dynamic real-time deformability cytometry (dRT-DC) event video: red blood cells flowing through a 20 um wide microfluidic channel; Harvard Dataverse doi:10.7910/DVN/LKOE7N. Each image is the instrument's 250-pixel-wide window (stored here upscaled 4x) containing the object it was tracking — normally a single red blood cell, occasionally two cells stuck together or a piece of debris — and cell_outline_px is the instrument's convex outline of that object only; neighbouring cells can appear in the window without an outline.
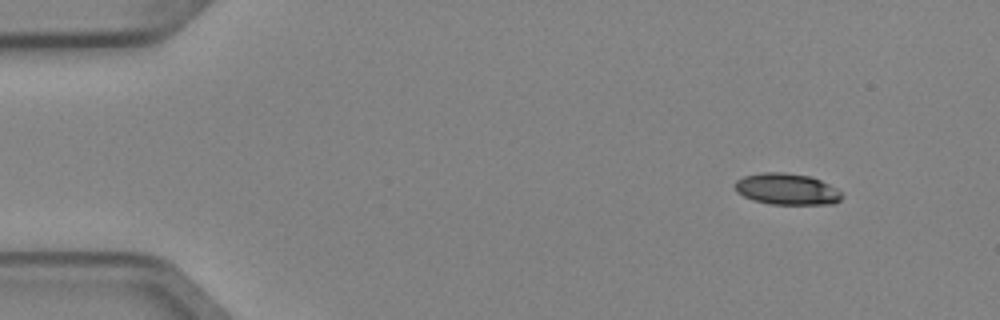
{"species": "Egyptian fruit bat (a non-hibernating species)", "species_latin": "Rousettus aegyptiacus", "temperature_condition": "cold", "stored_images_in_passage": 3, "camera_frame_rate_fps": 3000, "um_per_image_px": 0.085, "animal": {"sex": "female"}, "frame": {"image": 1, "passage_image": 1, "time_ms": 0.0, "image_size_px": [1000, 320], "cell_outline_px": [[840, 200], [832, 204], [772, 204], [752, 200], [736, 192], [732, 184], [736, 180], [744, 176], [764, 172], [784, 172], [812, 176], [836, 188], [840, 192]], "centroid_in_image_um": [66.83, 16.06], "position_along_channel_um": 18.2, "area_um2": 19.59}}
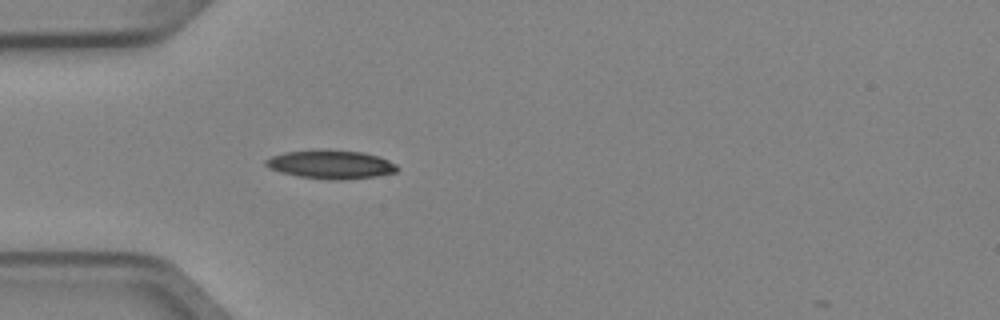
{"frame": {"image": 2, "passage_image": 3, "time_ms": 0.667, "image_size_px": [1000, 320], "cell_outline_px": [[400, 168], [396, 172], [376, 176], [344, 180], [332, 180], [296, 176], [280, 172], [268, 168], [264, 164], [264, 160], [272, 156], [284, 152], [328, 148], [360, 152], [380, 156], [396, 164]], "centroid_in_image_um": [28.11, 13.97], "position_along_channel_um": 56.9, "area_um2": 22.37}}